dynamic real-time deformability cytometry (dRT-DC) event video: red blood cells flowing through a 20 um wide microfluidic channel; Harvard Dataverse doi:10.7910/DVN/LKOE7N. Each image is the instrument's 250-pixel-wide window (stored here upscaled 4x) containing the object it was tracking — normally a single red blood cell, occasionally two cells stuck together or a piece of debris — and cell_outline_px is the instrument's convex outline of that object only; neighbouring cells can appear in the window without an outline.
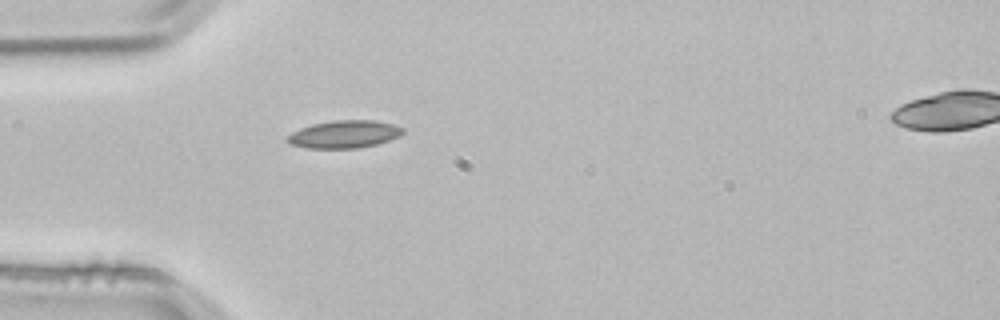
{"species": "common noctule bat (a hibernating species)", "species_latin": "Nyctalus noctula", "temperature_condition": "room temperature", "stored_images_in_passage": 5, "segment_of_instrument_passage": [1, 2], "camera_frame_rate_fps": 3000, "um_per_image_px": 0.085, "animal": {"sex": "male", "body_mass_g": 21.5, "forearm_length_mm": 52.0}, "frame": {"image": 1, "passage_image": 4, "time_ms": 1.0, "image_size_px": [1000, 320], "cell_outline_px": [[404, 132], [400, 136], [376, 144], [356, 148], [304, 148], [292, 144], [284, 140], [292, 132], [300, 128], [312, 124], [336, 120], [372, 120], [392, 124], [404, 128]], "centroid_in_image_um": [29.25, 11.41], "position_along_channel_um": 55.8, "area_um2": 18.5}}